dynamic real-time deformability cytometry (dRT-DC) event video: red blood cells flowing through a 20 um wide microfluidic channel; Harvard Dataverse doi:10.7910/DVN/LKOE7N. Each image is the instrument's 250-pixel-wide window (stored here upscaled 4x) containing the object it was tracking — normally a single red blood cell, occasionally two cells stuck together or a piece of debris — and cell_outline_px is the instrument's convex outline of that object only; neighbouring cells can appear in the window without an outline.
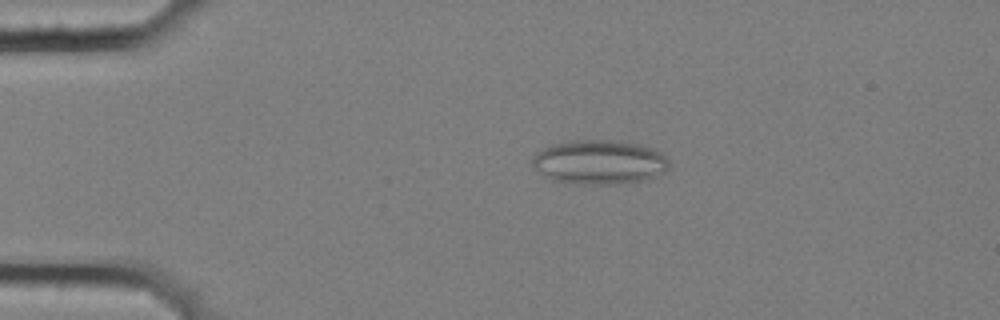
{"species": "common noctule bat (a hibernating species)", "species_latin": "Nyctalus noctula", "temperature_condition": "cold", "stored_images_in_passage": 5, "camera_frame_rate_fps": 3000, "um_per_image_px": 0.085, "animal": {"sex": "female", "body_mass_g": 25.1}, "frame": {"image": 1, "passage_image": 4, "time_ms": 1.0, "image_size_px": [1000, 320], "cell_outline_px": [[668, 168], [664, 172], [644, 180], [620, 184], [572, 184], [552, 180], [544, 176], [532, 164], [532, 156], [536, 152], [552, 144], [568, 140], [620, 140], [640, 144], [652, 148], [660, 152], [668, 160]], "centroid_in_image_um": [50.92, 13.77], "position_along_channel_um": 34.1, "area_um2": 35.6}}